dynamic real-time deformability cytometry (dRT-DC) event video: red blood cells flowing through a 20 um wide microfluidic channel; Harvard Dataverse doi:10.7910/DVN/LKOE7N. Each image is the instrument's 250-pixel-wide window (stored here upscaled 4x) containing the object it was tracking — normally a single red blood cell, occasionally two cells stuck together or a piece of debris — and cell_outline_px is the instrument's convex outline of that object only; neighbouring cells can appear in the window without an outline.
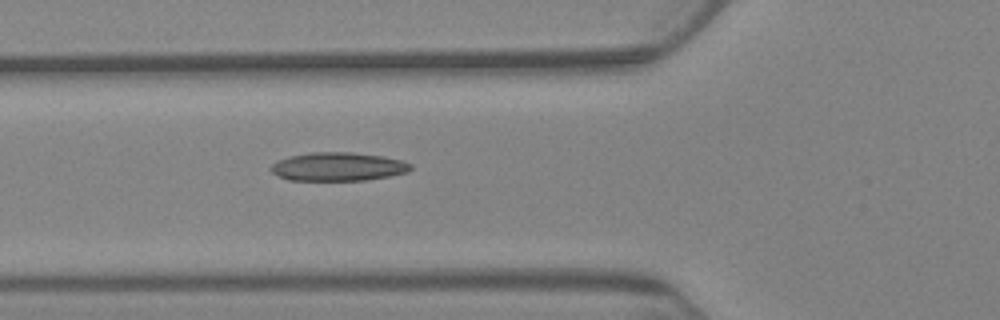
{"species": "Egyptian fruit bat (a non-hibernating species)", "species_latin": "Rousettus aegyptiacus", "temperature_condition": "warm", "stored_images_in_passage": 7, "camera_frame_rate_fps": 3000, "um_per_image_px": 0.085, "animal": {"sex": "female"}, "frame": {"image": 1, "passage_image": 7, "time_ms": 7.333, "image_size_px": [1000, 320], "cell_outline_px": [[412, 168], [408, 172], [388, 176], [364, 180], [288, 180], [276, 176], [268, 168], [276, 160], [288, 156], [312, 152], [352, 152], [384, 156], [400, 160], [412, 164]], "centroid_in_image_um": [28.68, 14.16], "position_along_channel_um": 97.1, "area_um2": 23.41}}